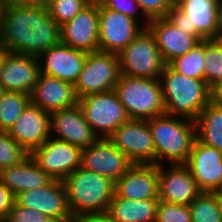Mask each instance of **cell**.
<instances>
[{
    "label": "cell",
    "mask_w": 222,
    "mask_h": 222,
    "mask_svg": "<svg viewBox=\"0 0 222 222\" xmlns=\"http://www.w3.org/2000/svg\"><path fill=\"white\" fill-rule=\"evenodd\" d=\"M14 200L21 206L48 215L55 222H76L69 208L63 181L53 179L46 186L18 194Z\"/></svg>",
    "instance_id": "8fae6325"
},
{
    "label": "cell",
    "mask_w": 222,
    "mask_h": 222,
    "mask_svg": "<svg viewBox=\"0 0 222 222\" xmlns=\"http://www.w3.org/2000/svg\"><path fill=\"white\" fill-rule=\"evenodd\" d=\"M165 113L195 121L211 102V88L204 79H193L168 65L160 74Z\"/></svg>",
    "instance_id": "7a4b0ae2"
},
{
    "label": "cell",
    "mask_w": 222,
    "mask_h": 222,
    "mask_svg": "<svg viewBox=\"0 0 222 222\" xmlns=\"http://www.w3.org/2000/svg\"><path fill=\"white\" fill-rule=\"evenodd\" d=\"M187 0H170L171 7H178Z\"/></svg>",
    "instance_id": "bcb514c9"
},
{
    "label": "cell",
    "mask_w": 222,
    "mask_h": 222,
    "mask_svg": "<svg viewBox=\"0 0 222 222\" xmlns=\"http://www.w3.org/2000/svg\"><path fill=\"white\" fill-rule=\"evenodd\" d=\"M88 52L60 42L39 56L40 73L75 85ZM43 62V63H42Z\"/></svg>",
    "instance_id": "e0dca14e"
},
{
    "label": "cell",
    "mask_w": 222,
    "mask_h": 222,
    "mask_svg": "<svg viewBox=\"0 0 222 222\" xmlns=\"http://www.w3.org/2000/svg\"><path fill=\"white\" fill-rule=\"evenodd\" d=\"M167 65L184 76L193 79H204L205 40L200 41L185 55L174 58Z\"/></svg>",
    "instance_id": "83f0119b"
},
{
    "label": "cell",
    "mask_w": 222,
    "mask_h": 222,
    "mask_svg": "<svg viewBox=\"0 0 222 222\" xmlns=\"http://www.w3.org/2000/svg\"><path fill=\"white\" fill-rule=\"evenodd\" d=\"M158 173L160 201L189 205L202 193L186 164L158 165Z\"/></svg>",
    "instance_id": "2e32d148"
},
{
    "label": "cell",
    "mask_w": 222,
    "mask_h": 222,
    "mask_svg": "<svg viewBox=\"0 0 222 222\" xmlns=\"http://www.w3.org/2000/svg\"><path fill=\"white\" fill-rule=\"evenodd\" d=\"M81 151L78 146L50 137L30 156L52 179L63 181L81 167Z\"/></svg>",
    "instance_id": "30bf717a"
},
{
    "label": "cell",
    "mask_w": 222,
    "mask_h": 222,
    "mask_svg": "<svg viewBox=\"0 0 222 222\" xmlns=\"http://www.w3.org/2000/svg\"><path fill=\"white\" fill-rule=\"evenodd\" d=\"M165 18L175 27L179 28L181 32L192 36H200L196 30H189L188 17L178 7H171L167 12Z\"/></svg>",
    "instance_id": "74e56055"
},
{
    "label": "cell",
    "mask_w": 222,
    "mask_h": 222,
    "mask_svg": "<svg viewBox=\"0 0 222 222\" xmlns=\"http://www.w3.org/2000/svg\"><path fill=\"white\" fill-rule=\"evenodd\" d=\"M53 179L28 155L15 165L0 170V181L15 198L18 194L48 185Z\"/></svg>",
    "instance_id": "cb8c5ba5"
},
{
    "label": "cell",
    "mask_w": 222,
    "mask_h": 222,
    "mask_svg": "<svg viewBox=\"0 0 222 222\" xmlns=\"http://www.w3.org/2000/svg\"><path fill=\"white\" fill-rule=\"evenodd\" d=\"M216 41L222 46V32H217Z\"/></svg>",
    "instance_id": "7dc6e473"
},
{
    "label": "cell",
    "mask_w": 222,
    "mask_h": 222,
    "mask_svg": "<svg viewBox=\"0 0 222 222\" xmlns=\"http://www.w3.org/2000/svg\"><path fill=\"white\" fill-rule=\"evenodd\" d=\"M188 206L192 222H222L220 193L202 192Z\"/></svg>",
    "instance_id": "f1b7e54d"
},
{
    "label": "cell",
    "mask_w": 222,
    "mask_h": 222,
    "mask_svg": "<svg viewBox=\"0 0 222 222\" xmlns=\"http://www.w3.org/2000/svg\"><path fill=\"white\" fill-rule=\"evenodd\" d=\"M158 176L156 164H133L115 182V194L130 200L159 199Z\"/></svg>",
    "instance_id": "44dd1931"
},
{
    "label": "cell",
    "mask_w": 222,
    "mask_h": 222,
    "mask_svg": "<svg viewBox=\"0 0 222 222\" xmlns=\"http://www.w3.org/2000/svg\"><path fill=\"white\" fill-rule=\"evenodd\" d=\"M14 202L10 190L0 181V222H4Z\"/></svg>",
    "instance_id": "f35d334b"
},
{
    "label": "cell",
    "mask_w": 222,
    "mask_h": 222,
    "mask_svg": "<svg viewBox=\"0 0 222 222\" xmlns=\"http://www.w3.org/2000/svg\"><path fill=\"white\" fill-rule=\"evenodd\" d=\"M147 121L154 142L156 165H162L166 159L169 164H186L196 139L195 122L166 113Z\"/></svg>",
    "instance_id": "3957f363"
},
{
    "label": "cell",
    "mask_w": 222,
    "mask_h": 222,
    "mask_svg": "<svg viewBox=\"0 0 222 222\" xmlns=\"http://www.w3.org/2000/svg\"><path fill=\"white\" fill-rule=\"evenodd\" d=\"M38 56L7 52L0 68V86L4 91L30 95L40 75Z\"/></svg>",
    "instance_id": "ac0fdd59"
},
{
    "label": "cell",
    "mask_w": 222,
    "mask_h": 222,
    "mask_svg": "<svg viewBox=\"0 0 222 222\" xmlns=\"http://www.w3.org/2000/svg\"><path fill=\"white\" fill-rule=\"evenodd\" d=\"M50 133L51 137L66 141L81 149L91 146L99 139L85 120L78 104L50 113Z\"/></svg>",
    "instance_id": "d6986e66"
},
{
    "label": "cell",
    "mask_w": 222,
    "mask_h": 222,
    "mask_svg": "<svg viewBox=\"0 0 222 222\" xmlns=\"http://www.w3.org/2000/svg\"><path fill=\"white\" fill-rule=\"evenodd\" d=\"M78 105L87 123L101 139H108L130 119L115 90L83 96L78 99Z\"/></svg>",
    "instance_id": "52a82bcc"
},
{
    "label": "cell",
    "mask_w": 222,
    "mask_h": 222,
    "mask_svg": "<svg viewBox=\"0 0 222 222\" xmlns=\"http://www.w3.org/2000/svg\"><path fill=\"white\" fill-rule=\"evenodd\" d=\"M155 222H192L188 205L158 202Z\"/></svg>",
    "instance_id": "836d02e7"
},
{
    "label": "cell",
    "mask_w": 222,
    "mask_h": 222,
    "mask_svg": "<svg viewBox=\"0 0 222 222\" xmlns=\"http://www.w3.org/2000/svg\"><path fill=\"white\" fill-rule=\"evenodd\" d=\"M30 103V95L4 91L0 98V131H8Z\"/></svg>",
    "instance_id": "f546056e"
},
{
    "label": "cell",
    "mask_w": 222,
    "mask_h": 222,
    "mask_svg": "<svg viewBox=\"0 0 222 222\" xmlns=\"http://www.w3.org/2000/svg\"><path fill=\"white\" fill-rule=\"evenodd\" d=\"M204 80L210 88L222 81V46L216 39L205 40Z\"/></svg>",
    "instance_id": "4dcf8cb0"
},
{
    "label": "cell",
    "mask_w": 222,
    "mask_h": 222,
    "mask_svg": "<svg viewBox=\"0 0 222 222\" xmlns=\"http://www.w3.org/2000/svg\"><path fill=\"white\" fill-rule=\"evenodd\" d=\"M221 0H187L178 6L188 17L189 30L204 39H216L218 30V10Z\"/></svg>",
    "instance_id": "d4e9b609"
},
{
    "label": "cell",
    "mask_w": 222,
    "mask_h": 222,
    "mask_svg": "<svg viewBox=\"0 0 222 222\" xmlns=\"http://www.w3.org/2000/svg\"><path fill=\"white\" fill-rule=\"evenodd\" d=\"M134 163L109 139L99 138L81 151V167L116 182Z\"/></svg>",
    "instance_id": "4fadbf2b"
},
{
    "label": "cell",
    "mask_w": 222,
    "mask_h": 222,
    "mask_svg": "<svg viewBox=\"0 0 222 222\" xmlns=\"http://www.w3.org/2000/svg\"><path fill=\"white\" fill-rule=\"evenodd\" d=\"M108 139L134 164H156L154 142L147 120L129 119Z\"/></svg>",
    "instance_id": "9c48e42d"
},
{
    "label": "cell",
    "mask_w": 222,
    "mask_h": 222,
    "mask_svg": "<svg viewBox=\"0 0 222 222\" xmlns=\"http://www.w3.org/2000/svg\"><path fill=\"white\" fill-rule=\"evenodd\" d=\"M98 2L105 8L120 12L137 20L139 23L141 22L139 21V13H137L139 11L141 12L137 0H99Z\"/></svg>",
    "instance_id": "8d00e7d4"
},
{
    "label": "cell",
    "mask_w": 222,
    "mask_h": 222,
    "mask_svg": "<svg viewBox=\"0 0 222 222\" xmlns=\"http://www.w3.org/2000/svg\"><path fill=\"white\" fill-rule=\"evenodd\" d=\"M159 199L130 200L116 194L107 212L117 222H155Z\"/></svg>",
    "instance_id": "484cf974"
},
{
    "label": "cell",
    "mask_w": 222,
    "mask_h": 222,
    "mask_svg": "<svg viewBox=\"0 0 222 222\" xmlns=\"http://www.w3.org/2000/svg\"><path fill=\"white\" fill-rule=\"evenodd\" d=\"M28 155L7 131H0V170L20 163Z\"/></svg>",
    "instance_id": "d6a6232c"
},
{
    "label": "cell",
    "mask_w": 222,
    "mask_h": 222,
    "mask_svg": "<svg viewBox=\"0 0 222 222\" xmlns=\"http://www.w3.org/2000/svg\"><path fill=\"white\" fill-rule=\"evenodd\" d=\"M114 90L130 119L148 120L165 113L160 79L121 74Z\"/></svg>",
    "instance_id": "5b68a950"
},
{
    "label": "cell",
    "mask_w": 222,
    "mask_h": 222,
    "mask_svg": "<svg viewBox=\"0 0 222 222\" xmlns=\"http://www.w3.org/2000/svg\"><path fill=\"white\" fill-rule=\"evenodd\" d=\"M147 28L153 34L166 64L178 56L185 55L196 44L204 40L201 36H192L181 32L165 17L149 20Z\"/></svg>",
    "instance_id": "603a6c76"
},
{
    "label": "cell",
    "mask_w": 222,
    "mask_h": 222,
    "mask_svg": "<svg viewBox=\"0 0 222 222\" xmlns=\"http://www.w3.org/2000/svg\"><path fill=\"white\" fill-rule=\"evenodd\" d=\"M61 42L86 52L99 51V2H90L60 26Z\"/></svg>",
    "instance_id": "9a60e30c"
},
{
    "label": "cell",
    "mask_w": 222,
    "mask_h": 222,
    "mask_svg": "<svg viewBox=\"0 0 222 222\" xmlns=\"http://www.w3.org/2000/svg\"><path fill=\"white\" fill-rule=\"evenodd\" d=\"M76 222H117L107 212L89 213L81 216Z\"/></svg>",
    "instance_id": "ab89813d"
},
{
    "label": "cell",
    "mask_w": 222,
    "mask_h": 222,
    "mask_svg": "<svg viewBox=\"0 0 222 222\" xmlns=\"http://www.w3.org/2000/svg\"><path fill=\"white\" fill-rule=\"evenodd\" d=\"M217 32H222V0L219 4V10H218V30Z\"/></svg>",
    "instance_id": "ee69618b"
},
{
    "label": "cell",
    "mask_w": 222,
    "mask_h": 222,
    "mask_svg": "<svg viewBox=\"0 0 222 222\" xmlns=\"http://www.w3.org/2000/svg\"><path fill=\"white\" fill-rule=\"evenodd\" d=\"M8 2L21 5H38L46 6L47 0H7Z\"/></svg>",
    "instance_id": "b9f144b4"
},
{
    "label": "cell",
    "mask_w": 222,
    "mask_h": 222,
    "mask_svg": "<svg viewBox=\"0 0 222 222\" xmlns=\"http://www.w3.org/2000/svg\"><path fill=\"white\" fill-rule=\"evenodd\" d=\"M118 58L121 74L131 77L159 79L167 65L148 28H143Z\"/></svg>",
    "instance_id": "8992f818"
},
{
    "label": "cell",
    "mask_w": 222,
    "mask_h": 222,
    "mask_svg": "<svg viewBox=\"0 0 222 222\" xmlns=\"http://www.w3.org/2000/svg\"><path fill=\"white\" fill-rule=\"evenodd\" d=\"M120 75L118 54L88 52L83 69L74 85L78 99L88 94L114 90Z\"/></svg>",
    "instance_id": "ba28073f"
},
{
    "label": "cell",
    "mask_w": 222,
    "mask_h": 222,
    "mask_svg": "<svg viewBox=\"0 0 222 222\" xmlns=\"http://www.w3.org/2000/svg\"><path fill=\"white\" fill-rule=\"evenodd\" d=\"M140 23L99 3V51L119 54L144 28Z\"/></svg>",
    "instance_id": "7c38bea8"
},
{
    "label": "cell",
    "mask_w": 222,
    "mask_h": 222,
    "mask_svg": "<svg viewBox=\"0 0 222 222\" xmlns=\"http://www.w3.org/2000/svg\"><path fill=\"white\" fill-rule=\"evenodd\" d=\"M211 102L222 108V81L211 88Z\"/></svg>",
    "instance_id": "60d3db41"
},
{
    "label": "cell",
    "mask_w": 222,
    "mask_h": 222,
    "mask_svg": "<svg viewBox=\"0 0 222 222\" xmlns=\"http://www.w3.org/2000/svg\"><path fill=\"white\" fill-rule=\"evenodd\" d=\"M89 3V0H48L46 7L50 16L61 26L72 20Z\"/></svg>",
    "instance_id": "1f68e13d"
},
{
    "label": "cell",
    "mask_w": 222,
    "mask_h": 222,
    "mask_svg": "<svg viewBox=\"0 0 222 222\" xmlns=\"http://www.w3.org/2000/svg\"><path fill=\"white\" fill-rule=\"evenodd\" d=\"M7 133L30 155L51 137L50 113L30 102Z\"/></svg>",
    "instance_id": "ffe728a7"
},
{
    "label": "cell",
    "mask_w": 222,
    "mask_h": 222,
    "mask_svg": "<svg viewBox=\"0 0 222 222\" xmlns=\"http://www.w3.org/2000/svg\"><path fill=\"white\" fill-rule=\"evenodd\" d=\"M4 92L3 88L0 86V98H1V95L2 93Z\"/></svg>",
    "instance_id": "c3c4849f"
},
{
    "label": "cell",
    "mask_w": 222,
    "mask_h": 222,
    "mask_svg": "<svg viewBox=\"0 0 222 222\" xmlns=\"http://www.w3.org/2000/svg\"><path fill=\"white\" fill-rule=\"evenodd\" d=\"M186 165L202 192L222 193V151L195 139Z\"/></svg>",
    "instance_id": "5bb4252c"
},
{
    "label": "cell",
    "mask_w": 222,
    "mask_h": 222,
    "mask_svg": "<svg viewBox=\"0 0 222 222\" xmlns=\"http://www.w3.org/2000/svg\"><path fill=\"white\" fill-rule=\"evenodd\" d=\"M30 102L51 113L76 106L78 97L74 84L40 73L30 94Z\"/></svg>",
    "instance_id": "7402d4cb"
},
{
    "label": "cell",
    "mask_w": 222,
    "mask_h": 222,
    "mask_svg": "<svg viewBox=\"0 0 222 222\" xmlns=\"http://www.w3.org/2000/svg\"><path fill=\"white\" fill-rule=\"evenodd\" d=\"M0 41L8 52L39 56L61 42L60 25L46 6L8 2Z\"/></svg>",
    "instance_id": "6da1fadb"
},
{
    "label": "cell",
    "mask_w": 222,
    "mask_h": 222,
    "mask_svg": "<svg viewBox=\"0 0 222 222\" xmlns=\"http://www.w3.org/2000/svg\"><path fill=\"white\" fill-rule=\"evenodd\" d=\"M137 2L145 18V22H142L144 28H147L149 20L164 18L171 8L170 0H137Z\"/></svg>",
    "instance_id": "d590c367"
},
{
    "label": "cell",
    "mask_w": 222,
    "mask_h": 222,
    "mask_svg": "<svg viewBox=\"0 0 222 222\" xmlns=\"http://www.w3.org/2000/svg\"><path fill=\"white\" fill-rule=\"evenodd\" d=\"M70 211L75 220L89 213L107 211L115 195V182L79 167L64 180Z\"/></svg>",
    "instance_id": "277c9868"
},
{
    "label": "cell",
    "mask_w": 222,
    "mask_h": 222,
    "mask_svg": "<svg viewBox=\"0 0 222 222\" xmlns=\"http://www.w3.org/2000/svg\"><path fill=\"white\" fill-rule=\"evenodd\" d=\"M4 222H55L48 215L19 205L15 200Z\"/></svg>",
    "instance_id": "e575fe53"
},
{
    "label": "cell",
    "mask_w": 222,
    "mask_h": 222,
    "mask_svg": "<svg viewBox=\"0 0 222 222\" xmlns=\"http://www.w3.org/2000/svg\"><path fill=\"white\" fill-rule=\"evenodd\" d=\"M90 2H98L99 0H89Z\"/></svg>",
    "instance_id": "681fc988"
},
{
    "label": "cell",
    "mask_w": 222,
    "mask_h": 222,
    "mask_svg": "<svg viewBox=\"0 0 222 222\" xmlns=\"http://www.w3.org/2000/svg\"><path fill=\"white\" fill-rule=\"evenodd\" d=\"M7 3H8L7 0H0V31L3 25L4 13H5V8L7 6Z\"/></svg>",
    "instance_id": "7bdbcfd3"
},
{
    "label": "cell",
    "mask_w": 222,
    "mask_h": 222,
    "mask_svg": "<svg viewBox=\"0 0 222 222\" xmlns=\"http://www.w3.org/2000/svg\"><path fill=\"white\" fill-rule=\"evenodd\" d=\"M7 52H8L7 49L1 44L0 41V68L2 66V62Z\"/></svg>",
    "instance_id": "f6af8a7d"
},
{
    "label": "cell",
    "mask_w": 222,
    "mask_h": 222,
    "mask_svg": "<svg viewBox=\"0 0 222 222\" xmlns=\"http://www.w3.org/2000/svg\"><path fill=\"white\" fill-rule=\"evenodd\" d=\"M194 122L196 139L222 151V108L210 102Z\"/></svg>",
    "instance_id": "4316f807"
}]
</instances>
